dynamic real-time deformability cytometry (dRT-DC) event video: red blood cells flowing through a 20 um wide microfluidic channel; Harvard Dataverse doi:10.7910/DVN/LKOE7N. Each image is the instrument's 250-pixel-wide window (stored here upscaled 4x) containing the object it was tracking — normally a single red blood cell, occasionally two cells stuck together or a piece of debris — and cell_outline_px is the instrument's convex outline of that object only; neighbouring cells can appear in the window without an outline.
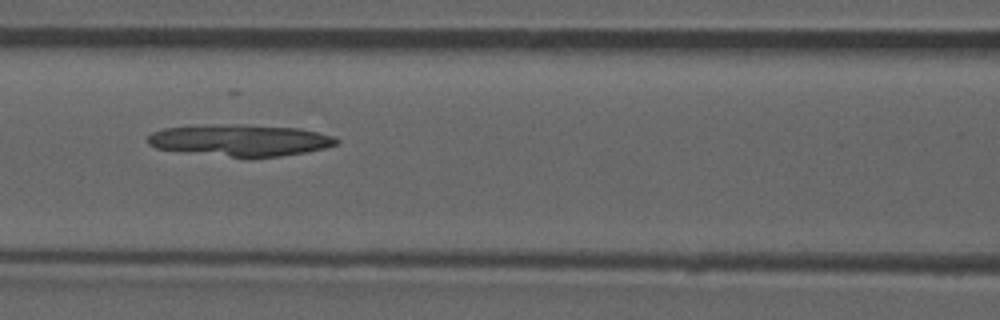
{"species": "common noctule bat (a hibernating species)", "species_latin": "Nyctalus noctula", "temperature_condition": "room temperature", "stored_images_in_passage": 53, "camera_frame_rate_fps": 3000, "um_per_image_px": 0.085, "animal": {"sex": "male", "forearm_length_mm": 52.5}, "frame": {"image": 1, "passage_image": 23, "time_ms": 7.333, "image_size_px": [1000, 320], "cell_outline_px": [[340, 140], [336, 144], [324, 148], [308, 152], [280, 156], [248, 160], [156, 148], [148, 144], [148, 136], [152, 132], [164, 128], [212, 124], [244, 124], [300, 128], [336, 136]], "centroid_in_image_um": [20.45, 11.94], "position_along_channel_um": 146.1, "area_um2": 35.78}}